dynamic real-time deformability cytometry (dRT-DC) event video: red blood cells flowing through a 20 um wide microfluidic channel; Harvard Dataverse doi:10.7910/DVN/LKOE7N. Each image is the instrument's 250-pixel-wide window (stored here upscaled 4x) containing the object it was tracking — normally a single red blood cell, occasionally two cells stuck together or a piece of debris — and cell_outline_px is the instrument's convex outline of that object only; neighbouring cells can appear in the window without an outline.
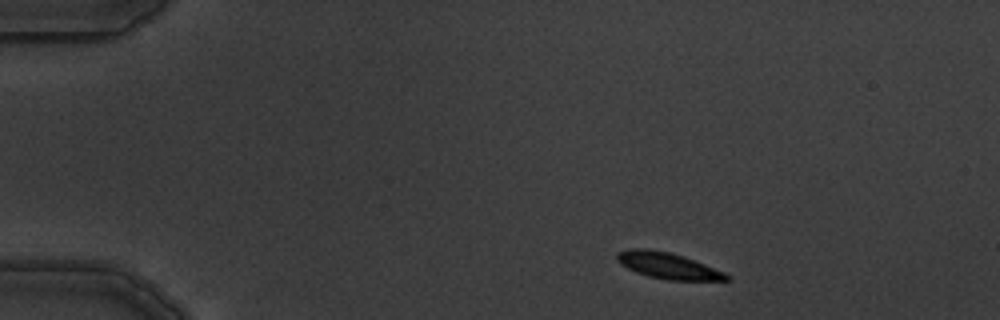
{"species": "common noctule bat (a hibernating species)", "species_latin": "Nyctalus noctula", "temperature_condition": "warm", "stored_images_in_passage": 8, "camera_frame_rate_fps": 3000, "um_per_image_px": 0.085, "animal": {"sex": "male", "body_mass_g": 19.5, "forearm_length_mm": 54.6}, "frame": {"image": 1, "passage_image": 1, "time_ms": 0.0, "image_size_px": [1000, 320], "cell_outline_px": [[732, 280], [668, 280], [648, 276], [636, 272], [620, 264], [616, 260], [616, 252], [632, 248], [648, 248], [668, 252], [684, 256], [724, 272], [732, 276]], "centroid_in_image_um": [56.76, 22.58], "position_along_channel_um": 28.2, "area_um2": 16.76}}
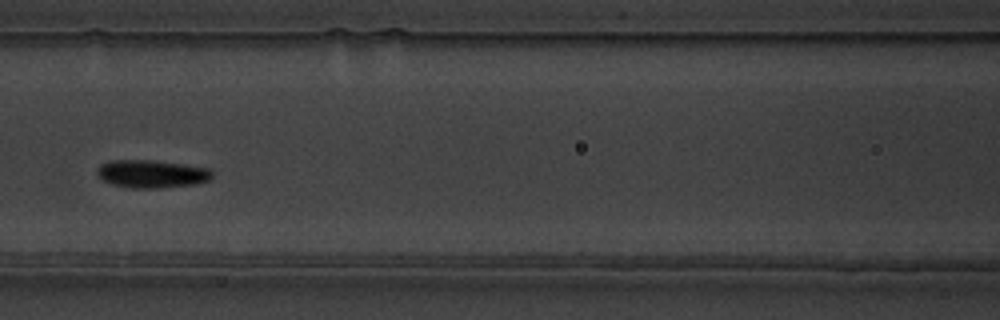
{"frame": {"image": 2, "passage_image": 5, "time_ms": 5.333, "image_size_px": [1000, 320], "cell_outline_px": [[212, 176], [208, 180], [196, 184], [160, 188], [128, 188], [112, 184], [100, 180], [96, 176], [96, 168], [100, 164], [112, 160], [152, 160], [184, 164], [208, 168], [212, 172]], "centroid_in_image_um": [12.83, 14.78], "position_along_channel_um": 153.8, "area_um2": 18.96}}
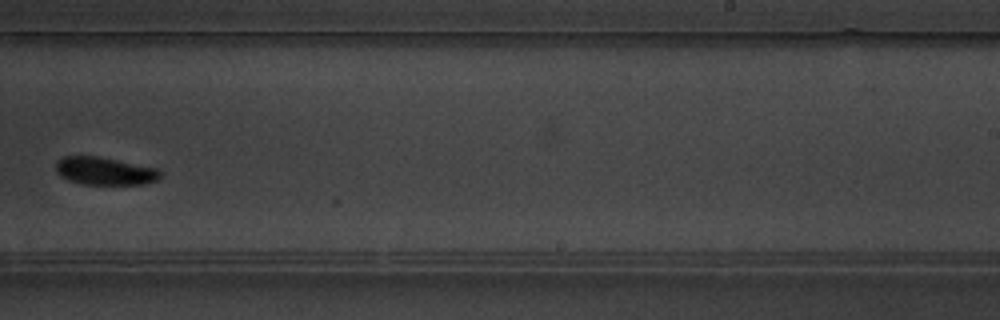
{"frame": {"image": 3, "passage_image": 8, "time_ms": 8.667, "image_size_px": [1000, 320], "cell_outline_px": [[160, 180], [144, 184], [80, 184], [68, 180], [60, 176], [56, 172], [56, 160], [64, 156], [100, 156], [156, 168], [160, 172]], "centroid_in_image_um": [8.88, 14.54], "position_along_channel_um": 280.1, "area_um2": 17.05}}